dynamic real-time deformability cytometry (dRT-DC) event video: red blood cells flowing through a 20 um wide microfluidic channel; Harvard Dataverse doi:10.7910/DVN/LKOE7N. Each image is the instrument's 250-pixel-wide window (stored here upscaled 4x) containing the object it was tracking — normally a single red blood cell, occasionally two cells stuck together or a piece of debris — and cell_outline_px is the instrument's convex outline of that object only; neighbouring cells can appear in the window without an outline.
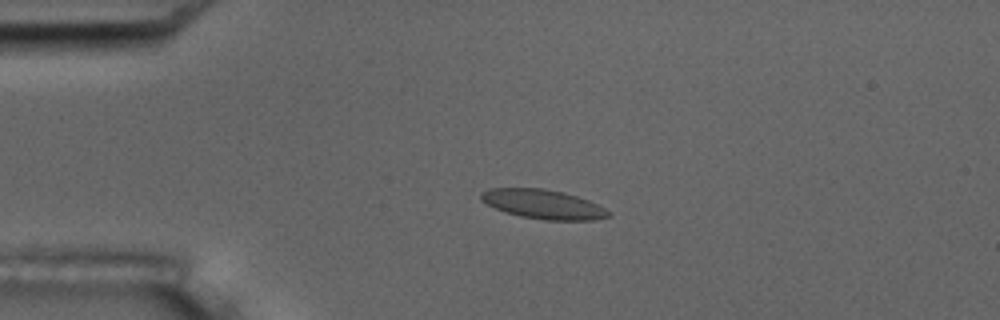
{"species": "common noctule bat (a hibernating species)", "species_latin": "Nyctalus noctula", "temperature_condition": "room temperature", "stored_images_in_passage": 5, "camera_frame_rate_fps": 3000, "um_per_image_px": 0.085, "animal": {"sex": "male", "body_mass_g": 17.5, "forearm_length_mm": 52.3}, "frame": {"image": 1, "passage_image": 4, "time_ms": 1.0, "image_size_px": [1000, 320], "cell_outline_px": [[612, 216], [596, 220], [544, 220], [520, 216], [504, 212], [480, 200], [480, 192], [488, 188], [544, 188], [564, 192], [588, 200], [612, 212]], "centroid_in_image_um": [46.17, 17.36], "position_along_channel_um": 38.8, "area_um2": 21.91}}